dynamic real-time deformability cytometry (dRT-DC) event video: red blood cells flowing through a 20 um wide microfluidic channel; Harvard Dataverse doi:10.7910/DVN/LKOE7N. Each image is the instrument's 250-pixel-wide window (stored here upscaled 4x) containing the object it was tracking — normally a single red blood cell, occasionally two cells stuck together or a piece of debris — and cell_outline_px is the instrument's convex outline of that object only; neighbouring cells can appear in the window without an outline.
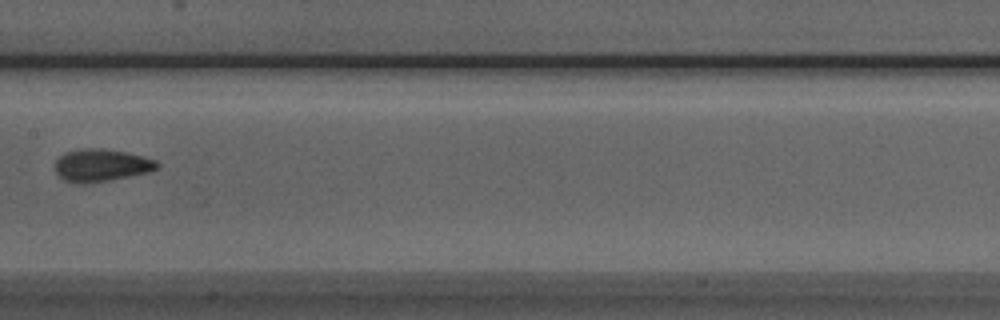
{"species": "Egyptian fruit bat (a non-hibernating species)", "species_latin": "Rousettus aegyptiacus", "temperature_condition": "room temperature", "stored_images_in_passage": 7, "camera_frame_rate_fps": 3000, "um_per_image_px": 0.085, "animal": {"sex": "male"}, "frame": {"image": 1, "passage_image": 7, "time_ms": 7.667, "image_size_px": [1000, 320], "cell_outline_px": [[160, 164], [152, 172], [108, 180], [80, 184], [72, 184], [64, 180], [56, 172], [56, 160], [64, 152], [76, 148], [100, 148], [124, 152], [144, 156], [156, 160]], "centroid_in_image_um": [8.6, 14.04], "position_along_channel_um": 198.8, "area_um2": 19.48}}